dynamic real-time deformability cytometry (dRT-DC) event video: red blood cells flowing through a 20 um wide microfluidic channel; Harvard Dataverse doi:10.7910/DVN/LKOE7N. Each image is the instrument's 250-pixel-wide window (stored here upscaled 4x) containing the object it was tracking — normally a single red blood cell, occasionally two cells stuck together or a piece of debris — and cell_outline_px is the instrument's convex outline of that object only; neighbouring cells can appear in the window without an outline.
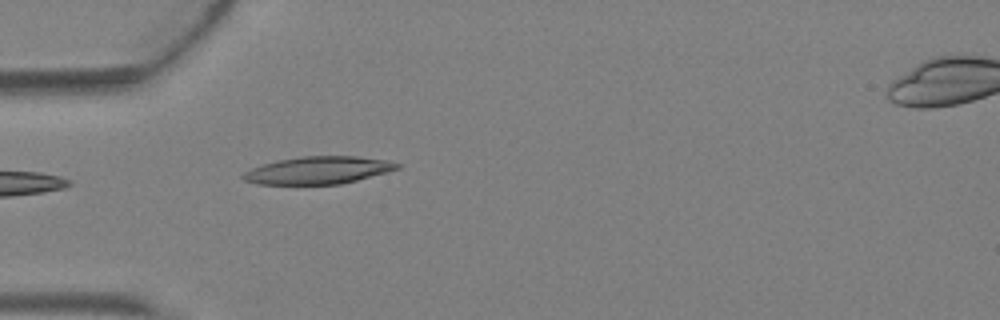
{"species": "Egyptian fruit bat (a non-hibernating species)", "species_latin": "Rousettus aegyptiacus", "temperature_condition": "warm", "stored_images_in_passage": 4, "camera_frame_rate_fps": 3000, "um_per_image_px": 0.085, "animal": {"sex": "female"}, "frame": {"image": 1, "passage_image": 3, "time_ms": 0.667, "image_size_px": [1000, 320], "cell_outline_px": [[400, 168], [388, 172], [340, 184], [256, 184], [244, 180], [240, 176], [244, 172], [252, 168], [264, 164], [280, 160], [300, 156], [356, 156], [388, 160], [400, 164]], "centroid_in_image_um": [27.06, 14.47], "position_along_channel_um": 57.9, "area_um2": 24.57}}